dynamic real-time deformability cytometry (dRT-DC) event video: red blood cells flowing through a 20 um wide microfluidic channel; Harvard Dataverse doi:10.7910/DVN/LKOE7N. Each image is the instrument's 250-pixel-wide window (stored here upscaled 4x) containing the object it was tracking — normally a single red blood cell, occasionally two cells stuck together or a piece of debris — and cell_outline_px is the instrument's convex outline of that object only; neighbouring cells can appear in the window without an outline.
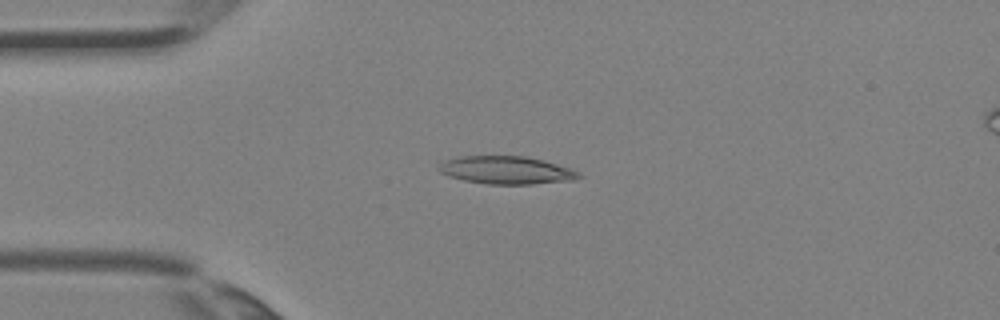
{"species": "Egyptian fruit bat (a non-hibernating species)", "species_latin": "Rousettus aegyptiacus", "temperature_condition": "room temperature", "stored_images_in_passage": 3, "camera_frame_rate_fps": 3000, "um_per_image_px": 0.085, "animal": {"sex": "female"}, "frame": {"image": 1, "passage_image": 3, "time_ms": 0.667, "image_size_px": [1000, 320], "cell_outline_px": [[584, 176], [576, 180], [532, 184], [488, 184], [464, 180], [448, 176], [440, 172], [436, 168], [444, 160], [460, 156], [524, 156], [544, 160], [580, 172]], "centroid_in_image_um": [43.05, 14.46], "position_along_channel_um": 42.0, "area_um2": 22.83}}